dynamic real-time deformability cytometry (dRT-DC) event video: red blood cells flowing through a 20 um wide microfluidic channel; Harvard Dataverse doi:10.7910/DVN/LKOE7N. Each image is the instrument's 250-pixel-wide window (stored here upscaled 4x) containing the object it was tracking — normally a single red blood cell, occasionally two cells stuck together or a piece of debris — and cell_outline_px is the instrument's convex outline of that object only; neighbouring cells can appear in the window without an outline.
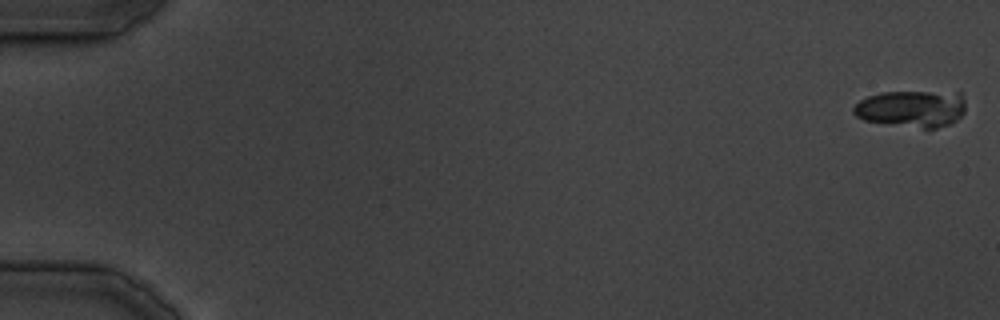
{"species": "common noctule bat (a hibernating species)", "species_latin": "Nyctalus noctula", "temperature_condition": "cold", "stored_images_in_passage": 29, "camera_frame_rate_fps": 3000, "um_per_image_px": 0.085, "animal": {"sex": "male", "body_mass_g": 19.5, "forearm_length_mm": 54.6}, "frame": {"image": 1, "passage_image": 1, "time_ms": 0.0, "image_size_px": [1000, 320], "cell_outline_px": [[964, 112], [956, 120], [948, 124], [936, 128], [924, 128], [864, 120], [856, 116], [852, 112], [852, 108], [860, 100], [868, 96], [880, 92], [960, 92], [964, 96]], "centroid_in_image_um": [77.49, 9.22], "position_along_channel_um": 7.5, "area_um2": 23.93}}
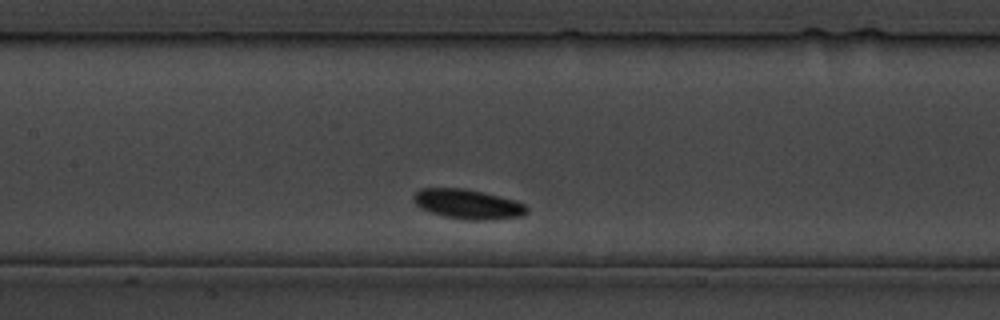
{"frame": {"image": 2, "passage_image": 13, "time_ms": 14.333, "image_size_px": [1000, 320], "cell_outline_px": [[528, 212], [524, 216], [488, 220], [472, 220], [440, 216], [420, 208], [412, 200], [412, 196], [420, 188], [464, 188], [500, 196], [516, 200], [524, 204], [528, 208]], "centroid_in_image_um": [39.76, 17.35], "position_along_channel_um": 167.6, "area_um2": 19.83}}
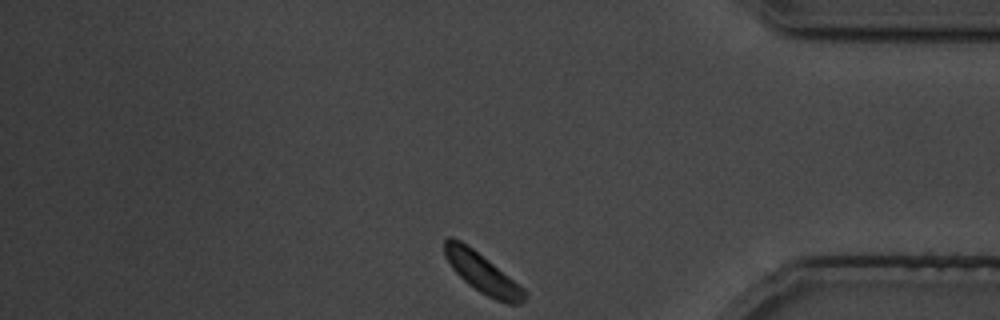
{"frame": {"image": 3, "passage_image": 29, "time_ms": 33.0, "image_size_px": [1000, 320], "cell_outline_px": [[528, 296], [520, 304], [508, 304], [496, 300], [480, 292], [468, 284], [452, 268], [444, 256], [444, 240], [448, 236], [452, 236], [460, 240], [472, 248], [488, 260], [524, 288], [528, 292]], "centroid_in_image_um": [41.0, 23.21], "position_along_channel_um": 394.2, "area_um2": 18.5}}